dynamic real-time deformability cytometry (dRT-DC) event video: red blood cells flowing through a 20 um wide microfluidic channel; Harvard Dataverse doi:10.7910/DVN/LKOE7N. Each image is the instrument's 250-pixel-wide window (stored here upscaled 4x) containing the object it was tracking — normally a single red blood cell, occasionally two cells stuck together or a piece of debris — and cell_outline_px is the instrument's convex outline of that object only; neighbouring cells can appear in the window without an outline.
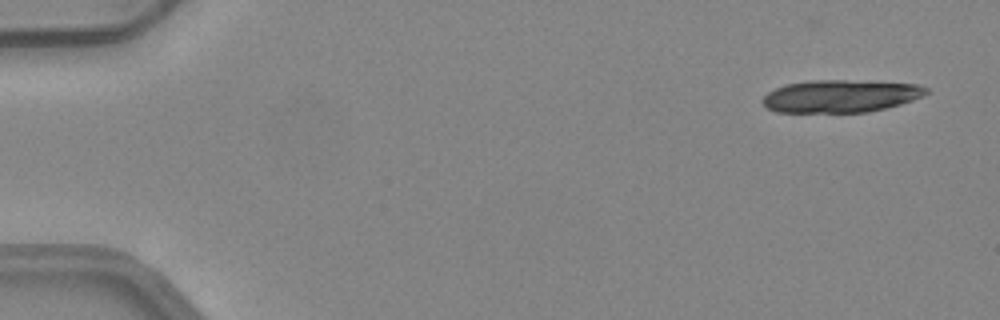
{"species": "common noctule bat (a hibernating species)", "species_latin": "Nyctalus noctula", "temperature_condition": "warm", "stored_images_in_passage": 6, "camera_frame_rate_fps": 3000, "um_per_image_px": 0.085, "animal": {"sex": "female", "body_mass_g": 24.6, "forearm_length_mm": 56.2}, "frame": {"image": 1, "passage_image": 1, "time_ms": 0.0, "image_size_px": [1000, 320], "cell_outline_px": [[928, 92], [924, 96], [900, 104], [868, 112], [776, 112], [768, 108], [764, 104], [764, 96], [768, 92], [776, 88], [788, 84], [812, 80], [844, 80], [916, 84], [928, 88]], "centroid_in_image_um": [71.47, 8.17], "position_along_channel_um": 13.5, "area_um2": 30.69}}